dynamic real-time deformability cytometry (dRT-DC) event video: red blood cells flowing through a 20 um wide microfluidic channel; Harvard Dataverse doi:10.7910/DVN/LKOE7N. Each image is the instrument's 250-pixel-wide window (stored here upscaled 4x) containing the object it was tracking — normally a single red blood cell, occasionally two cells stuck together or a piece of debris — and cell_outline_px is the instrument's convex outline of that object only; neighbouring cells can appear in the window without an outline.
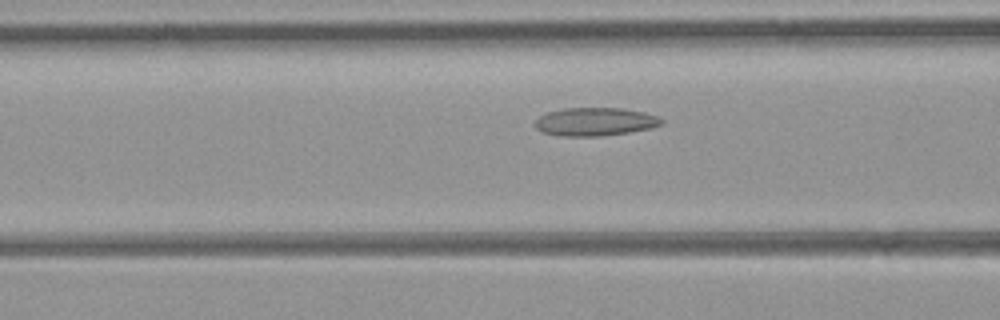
{"species": "common noctule bat (a hibernating species)", "species_latin": "Nyctalus noctula", "temperature_condition": "room temperature", "stored_images_in_passage": 44, "camera_frame_rate_fps": 3000, "um_per_image_px": 0.085, "animal": {"sex": "female", "body_mass_g": 21.9}, "frame": {"image": 1, "passage_image": 15, "time_ms": 4.667, "image_size_px": [1000, 320], "cell_outline_px": [[664, 124], [652, 128], [628, 132], [600, 136], [560, 136], [544, 132], [536, 128], [532, 124], [540, 116], [548, 112], [564, 108], [620, 108], [644, 112], [656, 116], [664, 120]], "centroid_in_image_um": [50.59, 10.34], "position_along_channel_um": 116.0, "area_um2": 20.81}}
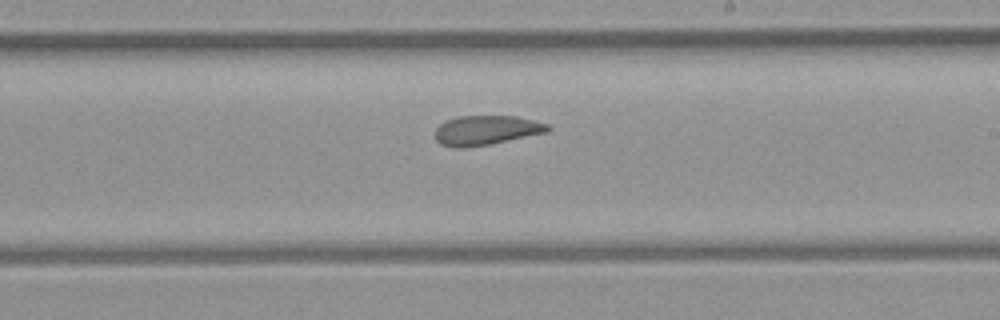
{"frame": {"image": 2, "passage_image": 24, "time_ms": 7.667, "image_size_px": [1000, 320], "cell_outline_px": [[552, 128], [548, 132], [488, 144], [464, 148], [452, 148], [440, 144], [436, 140], [436, 128], [444, 120], [456, 116], [516, 116], [548, 124]], "centroid_in_image_um": [41.29, 11.07], "position_along_channel_um": 247.7, "area_um2": 19.42}}
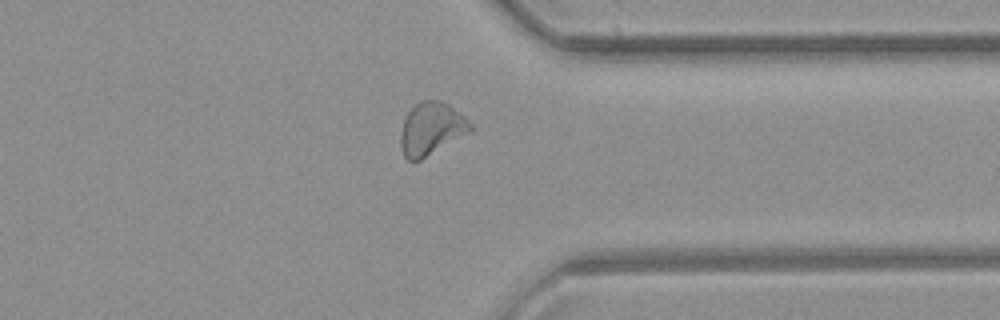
{"frame": {"image": 3, "passage_image": 33, "time_ms": 10.667, "image_size_px": [1000, 320], "cell_outline_px": [[472, 128], [468, 132], [420, 160], [408, 160], [404, 156], [400, 144], [400, 132], [404, 120], [408, 112], [420, 100], [440, 100], [448, 104], [464, 116], [472, 124]], "centroid_in_image_um": [36.63, 10.92], "position_along_channel_um": 374.8, "area_um2": 20.98}, "authors_computed_cell_mechanics": {"area_um2": 20.8369, "velocity_mm_per_s": 4.3778, "shape_relaxation_time_tau1_ms": null, "shape_relaxation_time_tau2_ms": 1.9513, "deformation_change_tau1": null, "deformation_change_tau2": 0.0867}}